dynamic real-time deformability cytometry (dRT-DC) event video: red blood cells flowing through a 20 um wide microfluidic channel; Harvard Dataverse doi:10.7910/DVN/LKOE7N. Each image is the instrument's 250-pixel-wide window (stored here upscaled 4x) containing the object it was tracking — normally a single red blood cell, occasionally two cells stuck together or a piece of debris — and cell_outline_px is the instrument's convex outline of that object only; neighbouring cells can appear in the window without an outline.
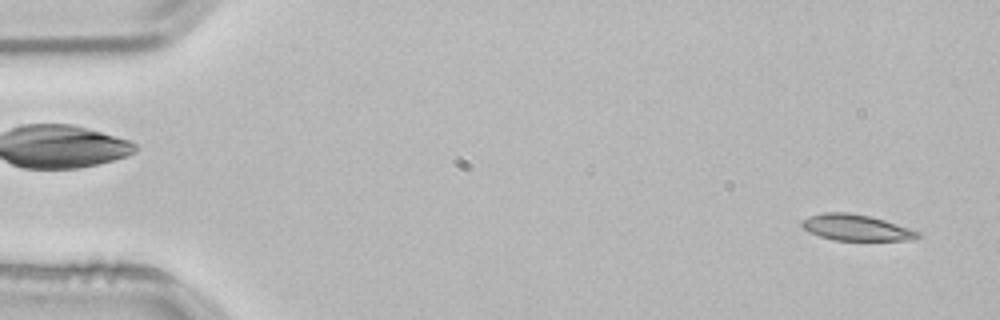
{"species": "common noctule bat (a hibernating species)", "species_latin": "Nyctalus noctula", "temperature_condition": "room temperature", "stored_images_in_passage": 52, "camera_frame_rate_fps": 3000, "um_per_image_px": 0.085, "animal": {"sex": "male", "body_mass_g": 21.5, "forearm_length_mm": 52.0}, "frame": {"image": 1, "passage_image": 2, "time_ms": 0.333, "image_size_px": [1000, 320], "cell_outline_px": [[920, 236], [912, 240], [832, 240], [808, 232], [800, 224], [800, 220], [808, 216], [824, 212], [848, 212], [872, 216], [920, 232]], "centroid_in_image_um": [72.72, 19.33], "position_along_channel_um": 12.3, "area_um2": 17.69}}
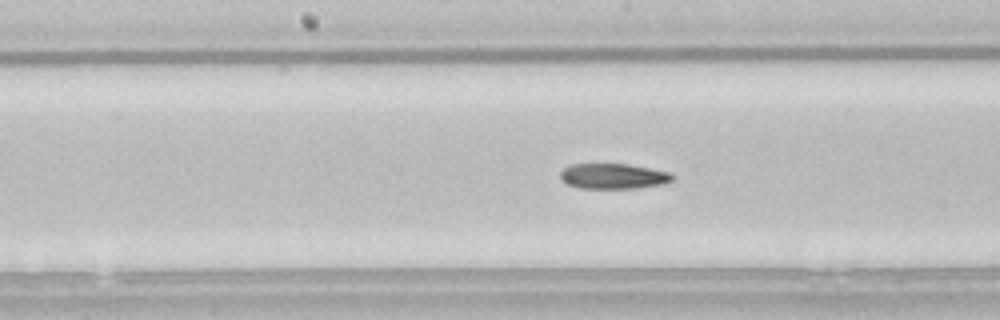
{"frame": {"image": 2, "passage_image": 26, "time_ms": 8.333, "image_size_px": [1000, 320], "cell_outline_px": [[676, 176], [672, 180], [664, 184], [636, 188], [580, 188], [568, 184], [560, 180], [560, 172], [568, 164], [628, 164], [672, 172]], "centroid_in_image_um": [52.15, 14.97], "position_along_channel_um": 196.1, "area_um2": 16.76}}
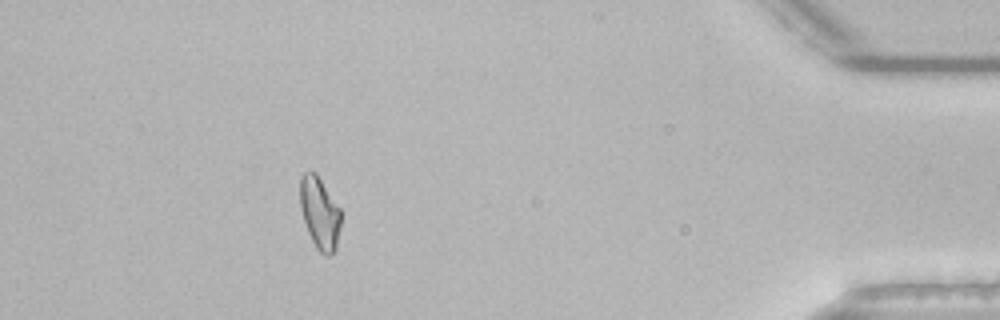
{"frame": {"image": 3, "passage_image": 47, "time_ms": 15.333, "image_size_px": [1000, 320], "cell_outline_px": [[340, 228], [336, 248], [332, 256], [324, 256], [316, 248], [308, 232], [300, 208], [300, 176], [304, 172], [316, 172], [340, 208]], "centroid_in_image_um": [27.17, 18.12], "position_along_channel_um": 408.0, "area_um2": 17.22}}